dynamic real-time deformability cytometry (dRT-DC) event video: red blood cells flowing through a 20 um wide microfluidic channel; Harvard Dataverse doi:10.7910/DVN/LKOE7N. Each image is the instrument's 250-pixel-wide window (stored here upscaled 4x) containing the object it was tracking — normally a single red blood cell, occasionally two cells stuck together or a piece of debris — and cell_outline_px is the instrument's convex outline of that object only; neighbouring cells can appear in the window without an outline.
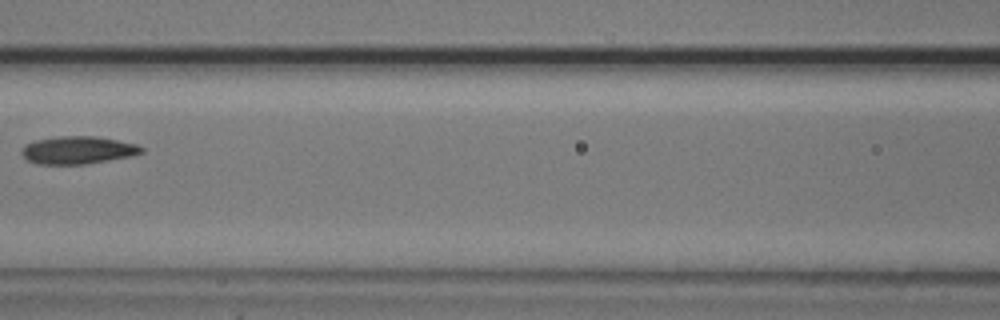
{"species": "common noctule bat (a hibernating species)", "species_latin": "Nyctalus noctula", "temperature_condition": "cold", "stored_images_in_passage": 4, "camera_frame_rate_fps": 3000, "um_per_image_px": 0.085, "animal": {"sex": "male", "body_mass_g": 20.5, "forearm_length_mm": 52.5}, "frame": {"image": 1, "passage_image": 4, "time_ms": 3.667, "image_size_px": [1000, 320], "cell_outline_px": [[144, 152], [132, 156], [88, 164], [36, 164], [28, 160], [20, 152], [24, 144], [36, 140], [60, 136], [96, 136], [136, 144], [144, 148]], "centroid_in_image_um": [6.62, 12.76], "position_along_channel_um": 160.0, "area_um2": 19.42}}